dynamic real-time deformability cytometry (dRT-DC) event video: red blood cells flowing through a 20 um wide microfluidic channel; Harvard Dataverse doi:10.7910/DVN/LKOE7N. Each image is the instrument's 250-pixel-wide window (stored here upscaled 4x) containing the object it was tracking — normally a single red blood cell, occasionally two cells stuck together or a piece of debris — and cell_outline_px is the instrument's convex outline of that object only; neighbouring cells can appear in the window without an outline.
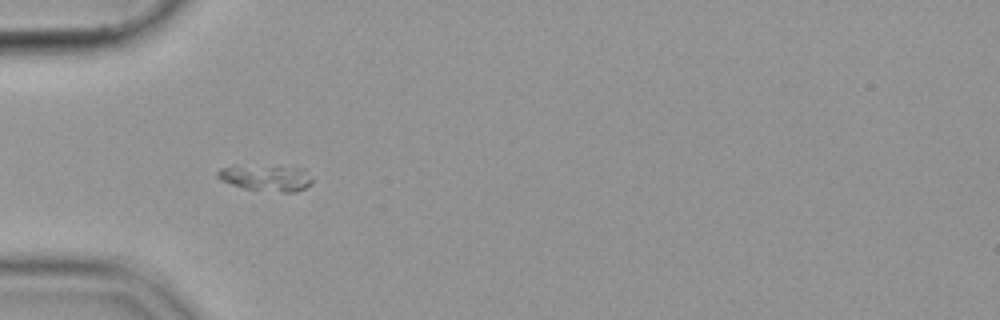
{"species": "common noctule bat (a hibernating species)", "species_latin": "Nyctalus noctula", "temperature_condition": "cold", "stored_images_in_passage": 38, "camera_frame_rate_fps": 3000, "um_per_image_px": 0.085, "animal": {"sex": "female", "body_mass_g": 19.9}, "frame": {"image": 1, "passage_image": 1, "time_ms": 0.0, "image_size_px": [1000, 320], "cell_outline_px": [[312, 184], [296, 192], [284, 192], [244, 188], [220, 180], [216, 176], [216, 172], [220, 168], [304, 168], [312, 176]], "centroid_in_image_um": [22.7, 15.17], "position_along_channel_um": 62.3, "area_um2": 13.53}}
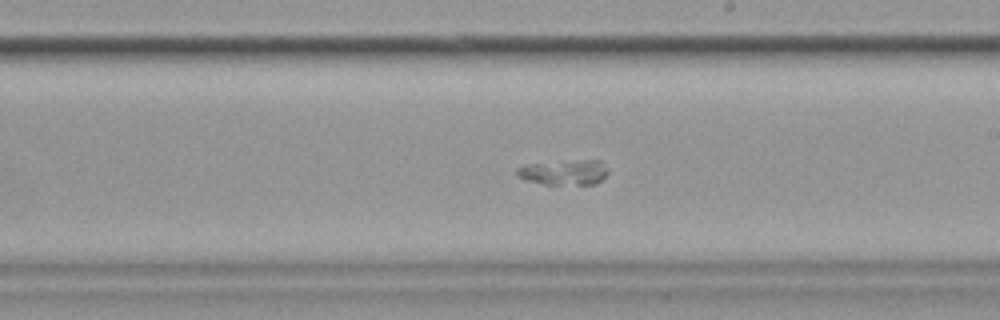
{"frame": {"image": 2, "passage_image": 16, "time_ms": 5.0, "image_size_px": [1000, 320], "cell_outline_px": [[608, 172], [596, 184], [544, 184], [524, 180], [516, 176], [516, 168], [528, 164], [576, 160], [600, 160], [608, 168]], "centroid_in_image_um": [47.93, 14.64], "position_along_channel_um": 241.1, "area_um2": 13.35}}
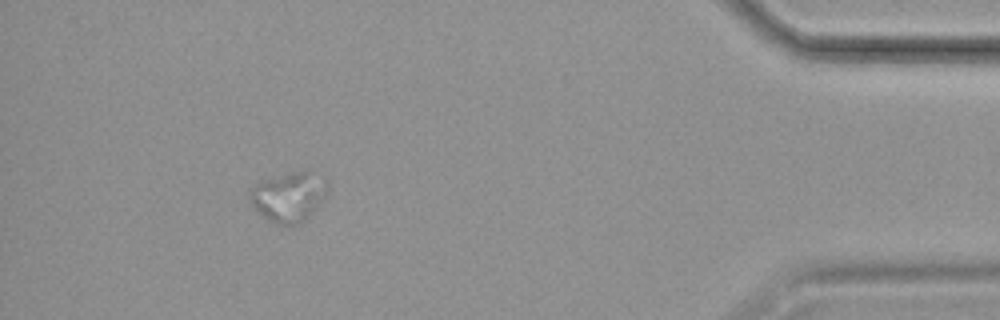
{"frame": {"image": 3, "passage_image": 34, "time_ms": 11.0, "image_size_px": [1000, 320], "cell_outline_px": [[328, 188], [324, 196], [316, 208], [300, 224], [284, 228], [264, 220], [252, 204], [252, 188], [260, 180], [304, 168], [324, 176], [328, 184]], "centroid_in_image_um": [24.57, 16.73], "position_along_channel_um": 410.6, "area_um2": 23.06}}